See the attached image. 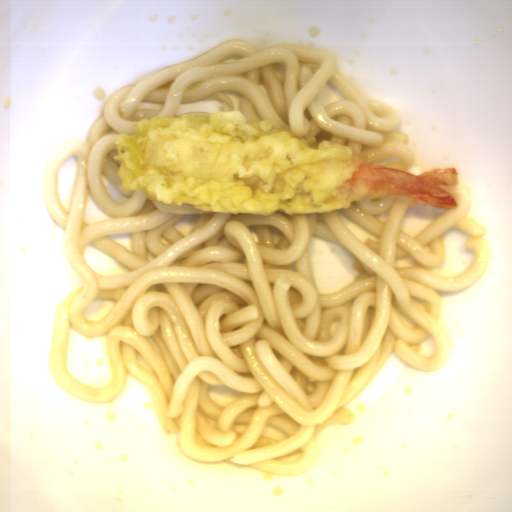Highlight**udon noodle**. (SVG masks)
Instances as JSON below:
<instances>
[{"mask_svg":"<svg viewBox=\"0 0 512 512\" xmlns=\"http://www.w3.org/2000/svg\"><path fill=\"white\" fill-rule=\"evenodd\" d=\"M238 111L296 138L349 146L355 163L410 171L415 156L401 112L372 99L332 53L277 42L261 51L223 39L192 59L152 70L111 92L84 140L47 155L43 205L64 230L65 256L81 280L55 309L50 337L54 380L86 403L107 405L129 376L151 391L168 436L193 461H231L273 475L308 472L317 435L355 424L345 406L387 363L392 349L409 366L436 372L450 356L441 293L466 291L491 260L487 229L469 218L463 183L440 186L457 209L409 195L369 196L335 213H221L123 190L117 137L142 118ZM79 162L69 215L56 177ZM435 208L416 238L399 227L407 208ZM468 233L476 258L460 273L444 263V237ZM356 254L357 279L317 289L308 238ZM92 244L131 271L101 275L85 259ZM95 297L118 299L99 321L83 318ZM71 326L107 332L111 386L86 387L66 365Z\"/></svg>","mask_w":512,"mask_h":512,"instance_id":"udon-noodle-1","label":"udon noodle"}]
</instances>
